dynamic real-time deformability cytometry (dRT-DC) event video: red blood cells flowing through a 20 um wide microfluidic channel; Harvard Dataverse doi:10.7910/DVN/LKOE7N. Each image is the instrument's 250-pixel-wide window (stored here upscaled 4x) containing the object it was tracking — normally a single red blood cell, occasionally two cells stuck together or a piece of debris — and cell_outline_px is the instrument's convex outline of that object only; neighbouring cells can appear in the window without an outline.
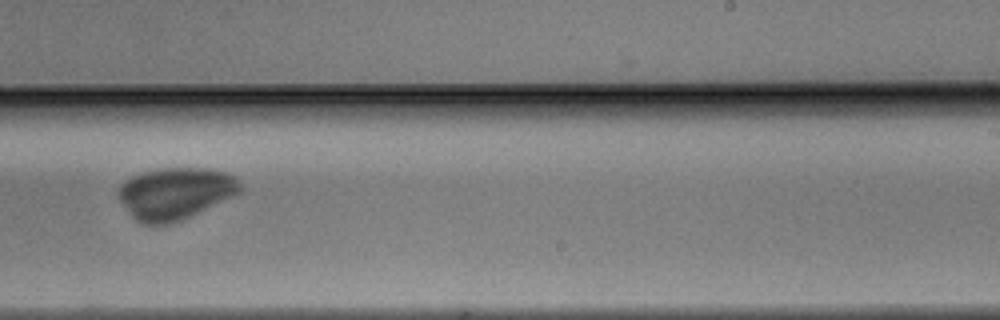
{"species": "Egyptian fruit bat (a non-hibernating species)", "species_latin": "Rousettus aegyptiacus", "temperature_condition": "warm", "stored_images_in_passage": 45, "camera_frame_rate_fps": 3000, "um_per_image_px": 0.085, "animal": {"sex": "male"}, "frame": {"image": 1, "passage_image": 30, "time_ms": 9.667, "image_size_px": [1000, 320], "cell_outline_px": [[244, 188], [240, 192], [232, 196], [172, 224], [140, 224], [132, 216], [116, 196], [116, 192], [120, 184], [124, 180], [132, 176], [144, 172], [164, 168], [204, 168], [224, 172], [236, 176]], "centroid_in_image_um": [14.86, 16.43], "position_along_channel_um": 274.1, "area_um2": 36.7}}
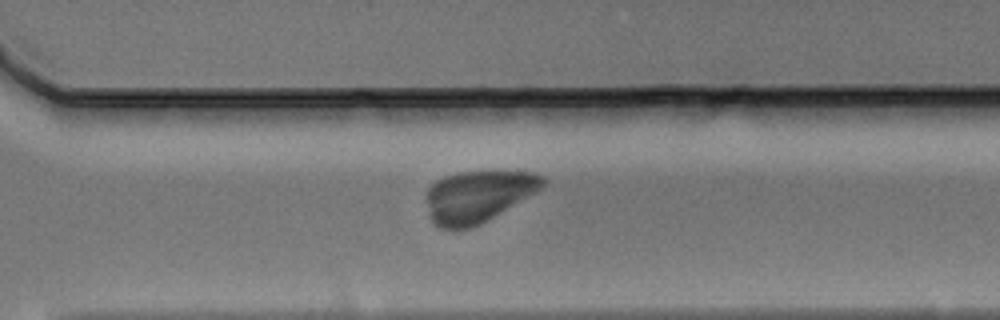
{"frame": {"image": 2, "passage_image": 34, "time_ms": 11.0, "image_size_px": [1000, 320], "cell_outline_px": [[548, 180], [536, 192], [488, 220], [472, 228], [440, 228], [428, 216], [424, 196], [428, 188], [436, 180], [444, 176], [456, 172], [532, 172], [544, 176]], "centroid_in_image_um": [40.59, 16.68], "position_along_channel_um": 330.0, "area_um2": 35.14}}